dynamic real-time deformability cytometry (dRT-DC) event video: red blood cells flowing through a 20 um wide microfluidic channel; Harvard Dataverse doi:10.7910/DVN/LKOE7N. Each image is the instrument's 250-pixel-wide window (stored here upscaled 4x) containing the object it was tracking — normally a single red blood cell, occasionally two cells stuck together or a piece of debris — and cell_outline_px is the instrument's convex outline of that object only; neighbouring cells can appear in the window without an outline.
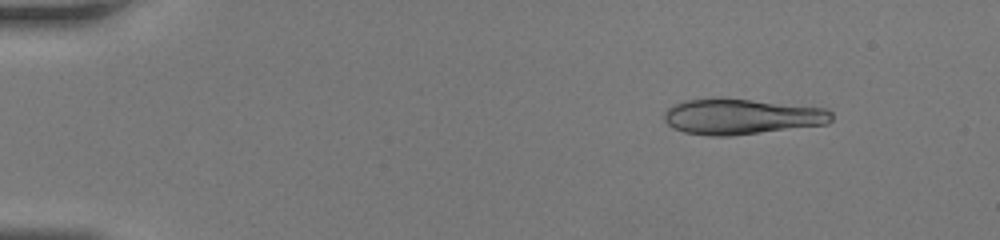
{"species": "human", "species_latin": "Homo sapiens", "temperature_condition": "room temperature", "stored_images_in_passage": 46, "camera_frame_rate_fps": 3000, "um_per_image_px": 0.085, "donor": {"sex": "female"}, "frame": {"image": 1, "passage_image": 6, "time_ms": 1.667, "image_size_px": [1000, 240], "cell_outline_px": [[832, 120], [828, 124], [732, 136], [708, 136], [684, 132], [672, 128], [664, 120], [664, 112], [668, 108], [684, 100], [752, 100], [828, 108], [832, 112]], "centroid_in_image_um": [63.07, 9.94], "position_along_channel_um": 21.9, "area_um2": 34.33}}
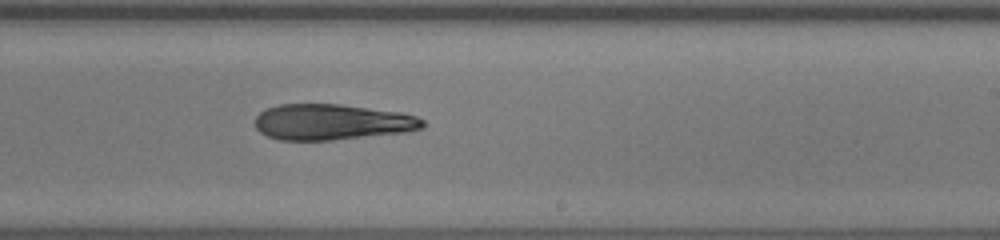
{"frame": {"image": 2, "passage_image": 29, "time_ms": 9.333, "image_size_px": [1000, 240], "cell_outline_px": [[424, 124], [420, 128], [404, 132], [332, 140], [280, 140], [268, 136], [260, 132], [256, 128], [256, 116], [264, 108], [280, 104], [340, 104], [404, 112], [416, 116], [424, 120]], "centroid_in_image_um": [28.2, 10.36], "position_along_channel_um": 260.8, "area_um2": 35.03}}
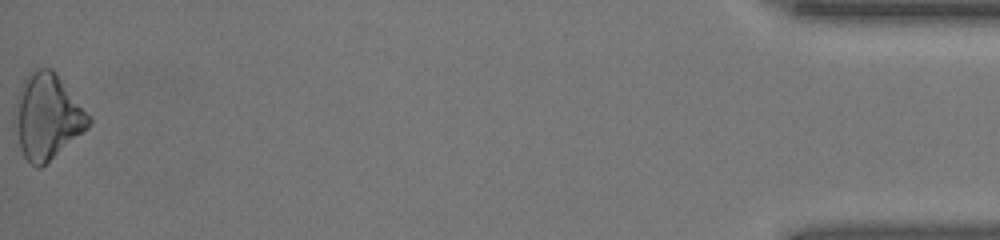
{"frame": {"image": 3, "passage_image": 46, "time_ms": 15.0, "image_size_px": [1000, 240], "cell_outline_px": [[92, 124], [84, 132], [40, 168], [36, 168], [24, 156], [20, 148], [12, 116], [16, 96], [20, 84], [28, 72], [36, 68], [52, 68], [56, 72], [92, 116]], "centroid_in_image_um": [4.01, 9.87], "position_along_channel_um": 431.2, "area_um2": 37.45}}